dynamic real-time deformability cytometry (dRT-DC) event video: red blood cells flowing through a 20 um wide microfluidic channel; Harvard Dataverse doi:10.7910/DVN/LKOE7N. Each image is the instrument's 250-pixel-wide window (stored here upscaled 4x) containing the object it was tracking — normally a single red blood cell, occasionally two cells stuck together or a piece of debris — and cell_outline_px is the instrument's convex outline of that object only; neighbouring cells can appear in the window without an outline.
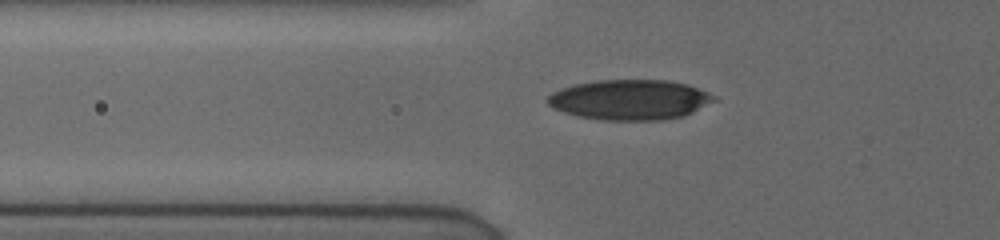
{"species": "human", "species_latin": "Homo sapiens", "temperature_condition": "cold", "stored_images_in_passage": 27, "camera_frame_rate_fps": 3000, "um_per_image_px": 0.085, "donor": {"sex": "female"}, "frame": {"image": 1, "passage_image": 2, "time_ms": 0.333, "image_size_px": [1000, 240], "cell_outline_px": [[716, 100], [684, 116], [664, 120], [600, 120], [576, 116], [552, 108], [544, 100], [552, 92], [560, 88], [576, 84], [596, 80], [668, 80], [688, 84], [708, 92], [716, 96]], "centroid_in_image_um": [53.51, 8.48], "position_along_channel_um": 72.3, "area_um2": 39.25}}
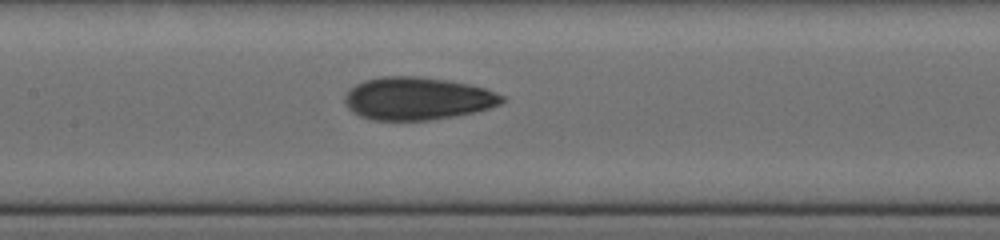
{"frame": {"image": 2, "passage_image": 14, "time_ms": 3.0, "image_size_px": [1000, 240], "cell_outline_px": [[504, 100], [500, 104], [488, 108], [472, 112], [452, 116], [428, 120], [372, 120], [360, 116], [352, 112], [344, 104], [344, 96], [348, 88], [364, 80], [380, 76], [412, 76], [444, 80], [468, 84], [484, 88], [504, 96]], "centroid_in_image_um": [35.4, 8.37], "position_along_channel_um": 172.0, "area_um2": 38.96}}
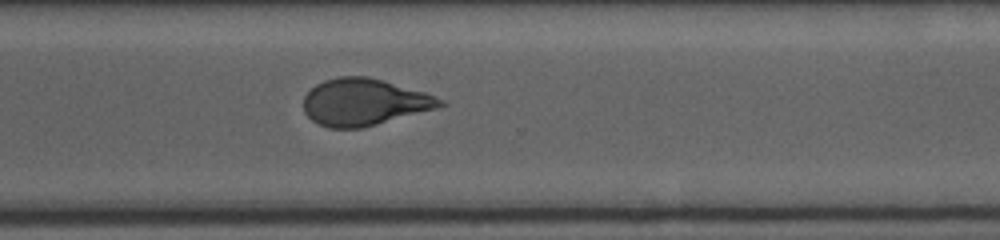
{"frame": {"image": 3, "passage_image": 27, "time_ms": 7.333, "image_size_px": [1000, 240], "cell_outline_px": [[448, 104], [436, 108], [376, 124], [360, 128], [328, 128], [312, 120], [304, 112], [304, 96], [316, 84], [324, 80], [340, 76], [368, 76], [384, 80], [424, 92], [444, 100]], "centroid_in_image_um": [30.94, 8.67], "position_along_channel_um": 339.7, "area_um2": 37.05}}